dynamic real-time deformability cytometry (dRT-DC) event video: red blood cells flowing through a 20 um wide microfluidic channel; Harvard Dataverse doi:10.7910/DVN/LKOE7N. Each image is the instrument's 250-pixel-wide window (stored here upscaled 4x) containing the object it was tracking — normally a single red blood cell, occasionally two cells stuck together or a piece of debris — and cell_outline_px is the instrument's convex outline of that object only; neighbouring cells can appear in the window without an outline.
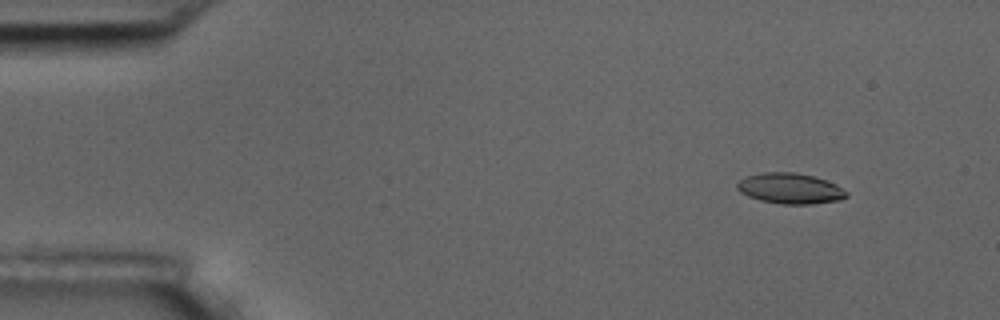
{"species": "common noctule bat (a hibernating species)", "species_latin": "Nyctalus noctula", "temperature_condition": "room temperature", "stored_images_in_passage": 5, "camera_frame_rate_fps": 3000, "um_per_image_px": 0.085, "animal": {"sex": "male", "body_mass_g": 17.5, "forearm_length_mm": 52.3}, "frame": {"image": 1, "passage_image": 2, "time_ms": 1.0, "image_size_px": [1000, 320], "cell_outline_px": [[848, 196], [840, 200], [812, 204], [780, 204], [760, 200], [748, 196], [740, 192], [736, 188], [736, 184], [740, 180], [748, 176], [760, 172], [796, 172], [812, 176], [836, 184], [848, 192]], "centroid_in_image_um": [67.16, 16.02], "position_along_channel_um": 17.8, "area_um2": 19.54}}
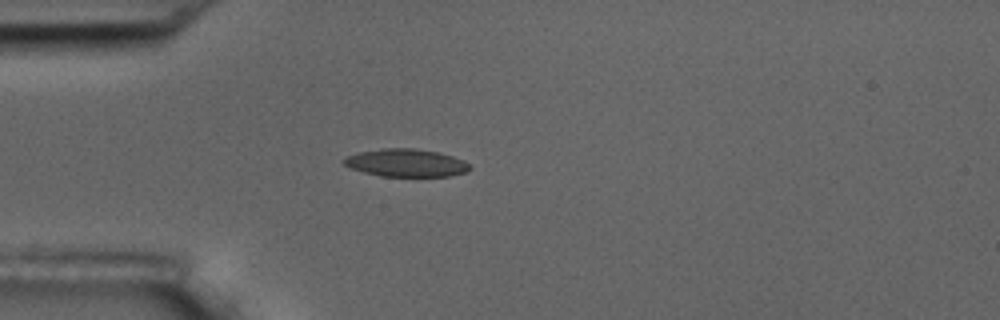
{"frame": {"image": 2, "passage_image": 4, "time_ms": 4.333, "image_size_px": [1000, 320], "cell_outline_px": [[472, 168], [468, 172], [448, 176], [380, 176], [348, 168], [340, 160], [348, 156], [360, 152], [384, 148], [412, 148], [436, 152], [452, 156], [464, 160]], "centroid_in_image_um": [34.51, 13.85], "position_along_channel_um": 50.5, "area_um2": 20.35}}